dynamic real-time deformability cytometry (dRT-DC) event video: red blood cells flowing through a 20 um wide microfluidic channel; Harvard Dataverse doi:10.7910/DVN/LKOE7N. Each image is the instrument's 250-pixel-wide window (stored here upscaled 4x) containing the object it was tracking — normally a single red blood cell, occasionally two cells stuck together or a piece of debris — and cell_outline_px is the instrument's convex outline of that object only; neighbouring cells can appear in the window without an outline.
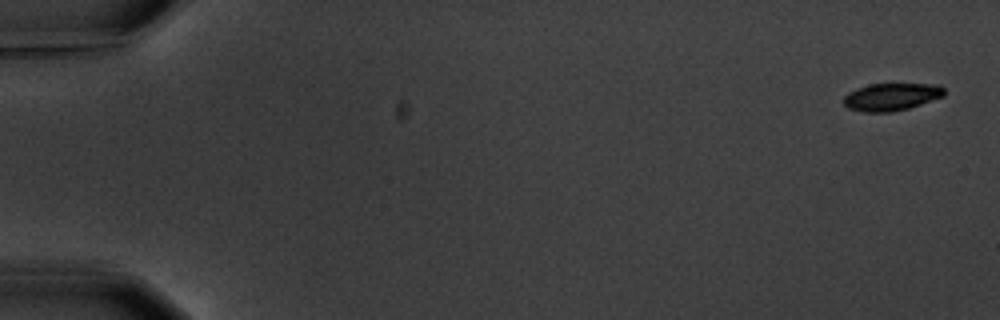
{"species": "common noctule bat (a hibernating species)", "species_latin": "Nyctalus noctula", "temperature_condition": "warm", "stored_images_in_passage": 6, "camera_frame_rate_fps": 3000, "um_per_image_px": 0.085, "animal": {"sex": "male", "body_mass_g": 20.1, "forearm_length_mm": 53.5}, "frame": {"image": 1, "passage_image": 1, "time_ms": 0.0, "image_size_px": [1000, 320], "cell_outline_px": [[944, 96], [908, 108], [892, 112], [864, 112], [848, 108], [844, 104], [844, 96], [848, 92], [856, 88], [868, 84], [940, 84], [944, 88]], "centroid_in_image_um": [75.75, 8.22], "position_along_channel_um": 9.2, "area_um2": 16.13}}
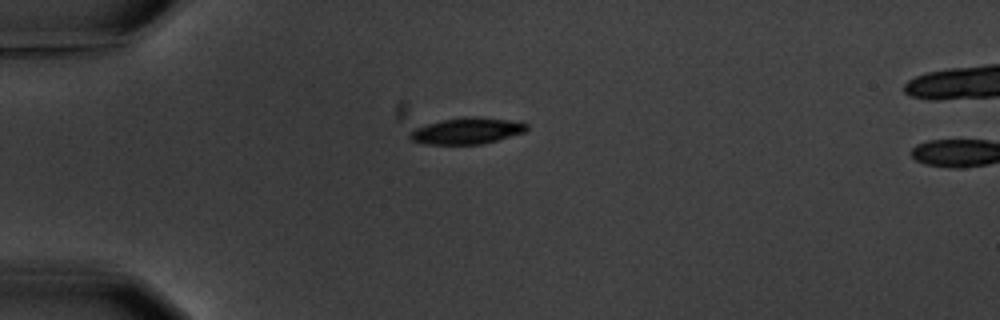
{"frame": {"image": 2, "passage_image": 5, "time_ms": 4.667, "image_size_px": [1000, 320], "cell_outline_px": [[528, 128], [524, 132], [496, 140], [480, 144], [424, 144], [412, 140], [408, 136], [408, 132], [416, 128], [428, 124], [444, 120], [464, 116], [476, 116], [508, 120], [528, 124]], "centroid_in_image_um": [39.66, 11.12], "position_along_channel_um": 45.3, "area_um2": 17.69}}